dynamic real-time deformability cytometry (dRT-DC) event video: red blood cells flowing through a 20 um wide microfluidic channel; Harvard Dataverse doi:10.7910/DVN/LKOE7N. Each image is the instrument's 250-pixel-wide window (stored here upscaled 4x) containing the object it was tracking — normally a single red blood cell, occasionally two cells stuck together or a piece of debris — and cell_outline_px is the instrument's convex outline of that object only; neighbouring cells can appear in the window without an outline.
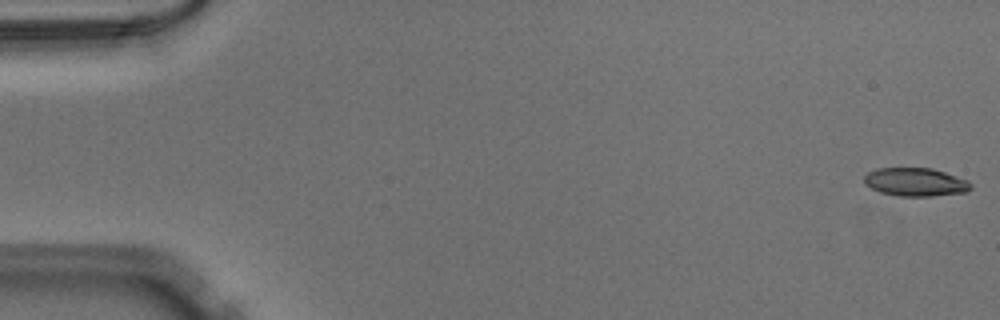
{"species": "Egyptian fruit bat (a non-hibernating species)", "species_latin": "Rousettus aegyptiacus", "temperature_condition": "warm", "stored_images_in_passage": 51, "camera_frame_rate_fps": 3000, "um_per_image_px": 0.085, "animal": {"sex": "male"}, "frame": {"image": 1, "passage_image": 1, "time_ms": 0.0, "image_size_px": [1000, 320], "cell_outline_px": [[972, 188], [968, 192], [932, 196], [900, 196], [880, 192], [864, 184], [864, 176], [868, 172], [876, 168], [932, 168], [968, 180], [972, 184]], "centroid_in_image_um": [77.83, 15.47], "position_along_channel_um": 7.2, "area_um2": 17.69}}
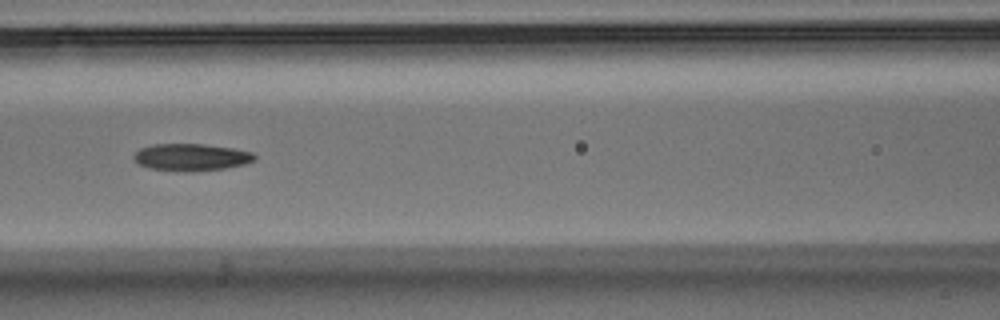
{"frame": {"image": 2, "passage_image": 23, "time_ms": 7.333, "image_size_px": [1000, 320], "cell_outline_px": [[256, 160], [244, 164], [224, 168], [192, 172], [188, 172], [152, 168], [140, 164], [132, 156], [140, 148], [152, 144], [204, 144], [232, 148], [252, 152], [256, 156]], "centroid_in_image_um": [16.28, 13.35], "position_along_channel_um": 150.3, "area_um2": 18.96}}
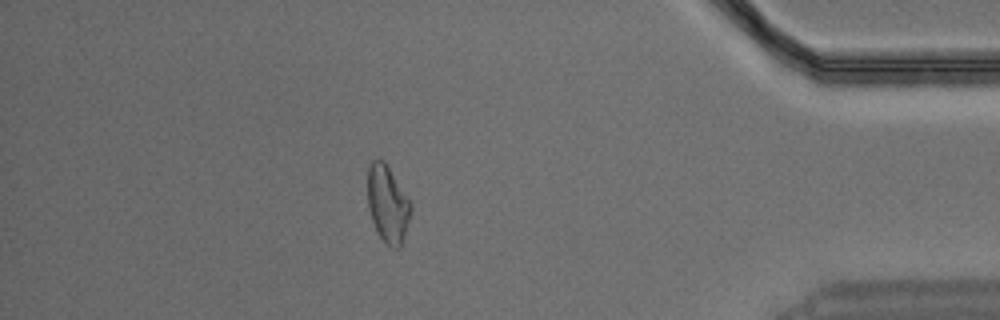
{"frame": {"image": 3, "passage_image": 45, "time_ms": 14.667, "image_size_px": [1000, 320], "cell_outline_px": [[412, 208], [404, 236], [400, 248], [392, 248], [380, 236], [372, 220], [368, 208], [368, 164], [372, 160], [384, 160], [412, 204]], "centroid_in_image_um": [32.95, 17.32], "position_along_channel_um": 402.3, "area_um2": 19.13}}